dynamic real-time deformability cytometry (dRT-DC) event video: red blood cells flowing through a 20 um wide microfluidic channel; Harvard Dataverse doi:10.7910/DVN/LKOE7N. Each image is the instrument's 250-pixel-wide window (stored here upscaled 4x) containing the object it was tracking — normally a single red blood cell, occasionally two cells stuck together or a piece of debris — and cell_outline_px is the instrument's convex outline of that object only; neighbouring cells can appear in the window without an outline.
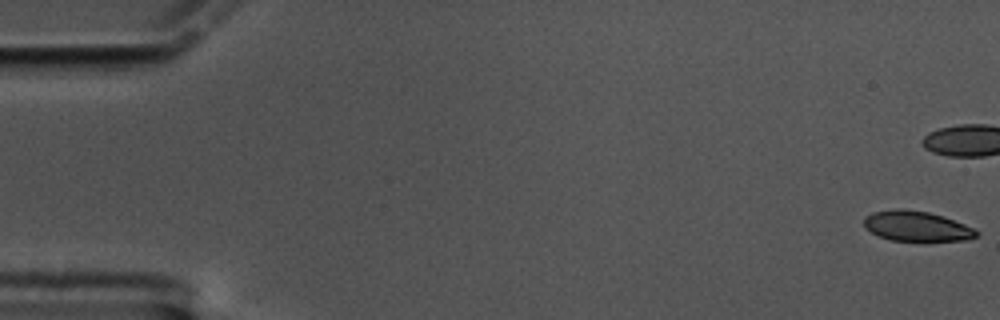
{"species": "common noctule bat (a hibernating species)", "species_latin": "Nyctalus noctula", "temperature_condition": "cold", "stored_images_in_passage": 48, "camera_frame_rate_fps": 3000, "um_per_image_px": 0.085, "animal": {"sex": "male", "body_mass_g": 17.5, "forearm_length_mm": 52.3}, "frame": {"image": 1, "passage_image": 1, "time_ms": 0.0, "image_size_px": [1000, 320], "cell_outline_px": [[980, 232], [976, 236], [968, 240], [892, 240], [880, 236], [864, 228], [864, 216], [872, 212], [896, 208], [900, 208], [928, 212], [964, 224]], "centroid_in_image_um": [77.86, 19.21], "position_along_channel_um": 7.1, "area_um2": 19.42}}
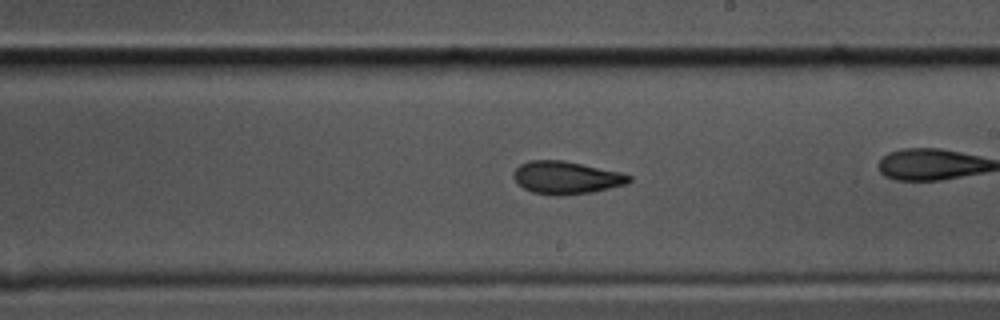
{"frame": {"image": 2, "passage_image": 35, "time_ms": 11.333, "image_size_px": [1000, 320], "cell_outline_px": [[632, 180], [628, 184], [592, 192], [560, 196], [532, 192], [516, 184], [512, 176], [516, 168], [520, 164], [528, 160], [564, 160], [620, 172], [632, 176]], "centroid_in_image_um": [48.12, 15.1], "position_along_channel_um": 240.9, "area_um2": 22.2}}